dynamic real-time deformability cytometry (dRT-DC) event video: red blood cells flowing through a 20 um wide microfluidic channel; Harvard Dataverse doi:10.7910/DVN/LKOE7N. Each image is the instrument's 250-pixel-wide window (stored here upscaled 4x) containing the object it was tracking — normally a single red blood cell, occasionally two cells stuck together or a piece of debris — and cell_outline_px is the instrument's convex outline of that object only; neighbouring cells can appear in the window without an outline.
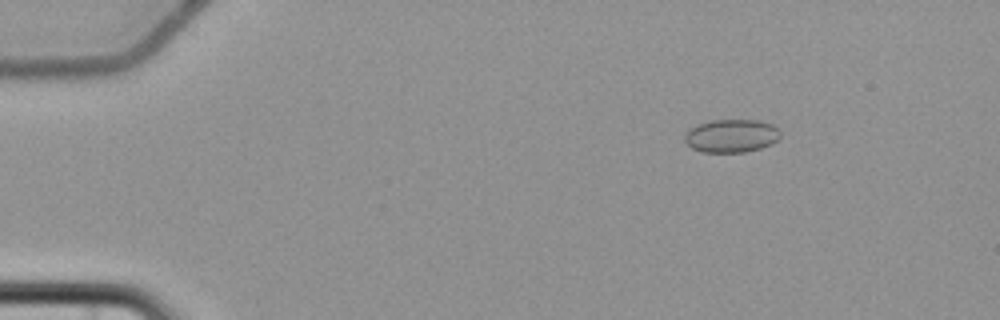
{"species": "common noctule bat (a hibernating species)", "species_latin": "Nyctalus noctula", "temperature_condition": "cold", "stored_images_in_passage": 5, "camera_frame_rate_fps": 3000, "um_per_image_px": 0.085, "animal": {"sex": "female", "body_mass_g": 22.7, "forearm_length_mm": 54.2}, "frame": {"image": 1, "passage_image": 3, "time_ms": 2.333, "image_size_px": [1000, 320], "cell_outline_px": [[780, 136], [772, 144], [760, 148], [744, 152], [704, 152], [692, 148], [684, 140], [684, 136], [696, 124], [712, 120], [760, 120], [772, 124], [780, 132]], "centroid_in_image_um": [62.18, 11.54], "position_along_channel_um": 22.8, "area_um2": 18.38}}